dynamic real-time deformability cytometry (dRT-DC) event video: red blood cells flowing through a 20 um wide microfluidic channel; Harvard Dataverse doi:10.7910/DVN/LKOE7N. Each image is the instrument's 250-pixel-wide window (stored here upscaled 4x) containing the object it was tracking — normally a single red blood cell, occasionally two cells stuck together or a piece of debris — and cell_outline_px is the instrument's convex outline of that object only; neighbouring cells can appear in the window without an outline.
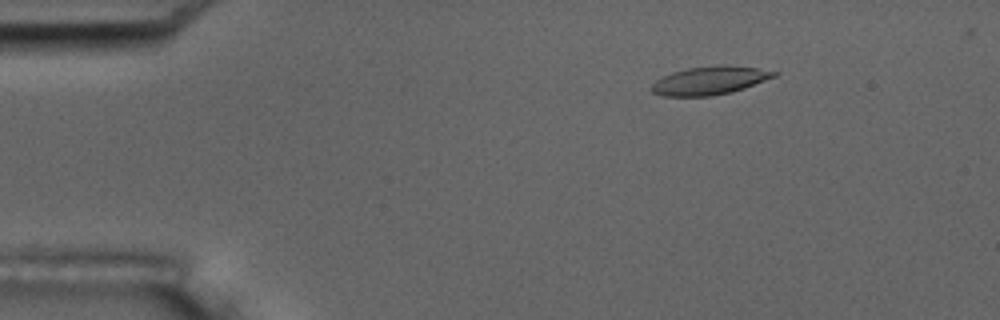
{"species": "common noctule bat (a hibernating species)", "species_latin": "Nyctalus noctula", "temperature_condition": "room temperature", "stored_images_in_passage": 8, "camera_frame_rate_fps": 3000, "um_per_image_px": 0.085, "animal": {"sex": "male", "body_mass_g": 17.5, "forearm_length_mm": 52.3}, "frame": {"image": 1, "passage_image": 3, "time_ms": 0.667, "image_size_px": [1000, 320], "cell_outline_px": [[780, 72], [776, 76], [744, 88], [732, 92], [712, 96], [664, 96], [652, 92], [648, 88], [656, 80], [672, 72], [688, 68], [724, 64], [728, 64], [756, 68]], "centroid_in_image_um": [60.32, 6.84], "position_along_channel_um": 24.7, "area_um2": 20.29}}
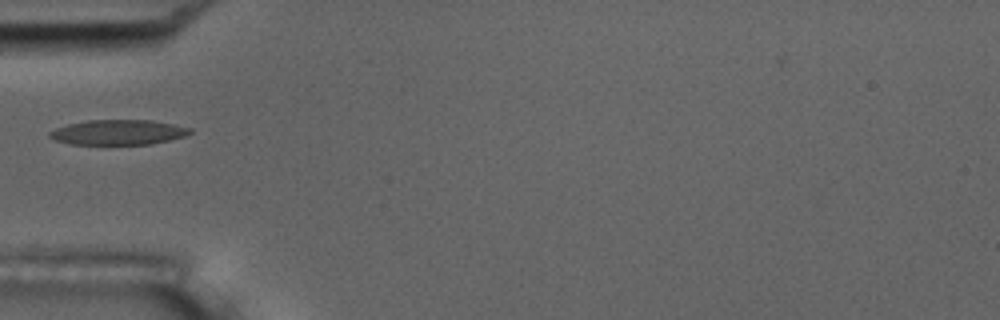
{"frame": {"image": 2, "passage_image": 6, "time_ms": 1.667, "image_size_px": [1000, 320], "cell_outline_px": [[192, 132], [184, 136], [152, 144], [72, 144], [56, 140], [48, 136], [48, 132], [56, 128], [68, 124], [88, 120], [152, 120], [192, 128]], "centroid_in_image_um": [10.05, 11.24], "position_along_channel_um": 75.0, "area_um2": 20.35}}